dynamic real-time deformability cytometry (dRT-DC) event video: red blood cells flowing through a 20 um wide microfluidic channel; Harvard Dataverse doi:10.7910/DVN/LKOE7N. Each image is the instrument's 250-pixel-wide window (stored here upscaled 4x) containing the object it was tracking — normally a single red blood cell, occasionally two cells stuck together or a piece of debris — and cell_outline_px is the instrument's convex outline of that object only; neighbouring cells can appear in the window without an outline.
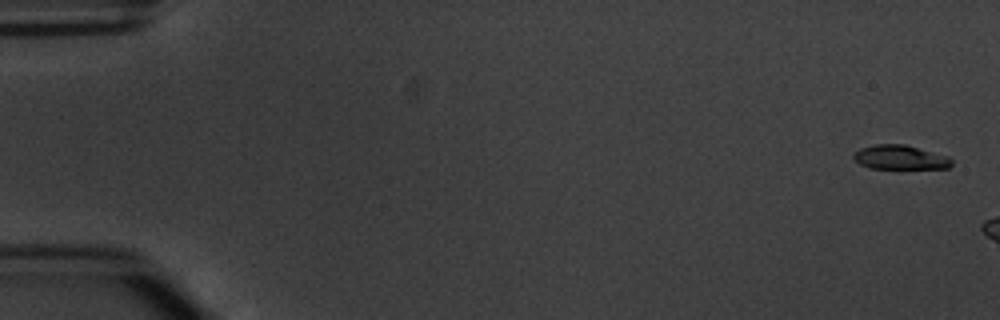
{"species": "common noctule bat (a hibernating species)", "species_latin": "Nyctalus noctula", "temperature_condition": "warm", "stored_images_in_passage": 3, "camera_frame_rate_fps": 3000, "um_per_image_px": 0.085, "animal": {"sex": "male", "body_mass_g": 20.1, "forearm_length_mm": 53.5}, "frame": {"image": 1, "passage_image": 1, "time_ms": 0.0, "image_size_px": [1000, 320], "cell_outline_px": [[952, 164], [948, 168], [868, 168], [860, 164], [852, 156], [860, 148], [876, 144], [904, 144], [948, 156], [952, 160]], "centroid_in_image_um": [76.51, 13.37], "position_along_channel_um": 8.5, "area_um2": 13.7}}